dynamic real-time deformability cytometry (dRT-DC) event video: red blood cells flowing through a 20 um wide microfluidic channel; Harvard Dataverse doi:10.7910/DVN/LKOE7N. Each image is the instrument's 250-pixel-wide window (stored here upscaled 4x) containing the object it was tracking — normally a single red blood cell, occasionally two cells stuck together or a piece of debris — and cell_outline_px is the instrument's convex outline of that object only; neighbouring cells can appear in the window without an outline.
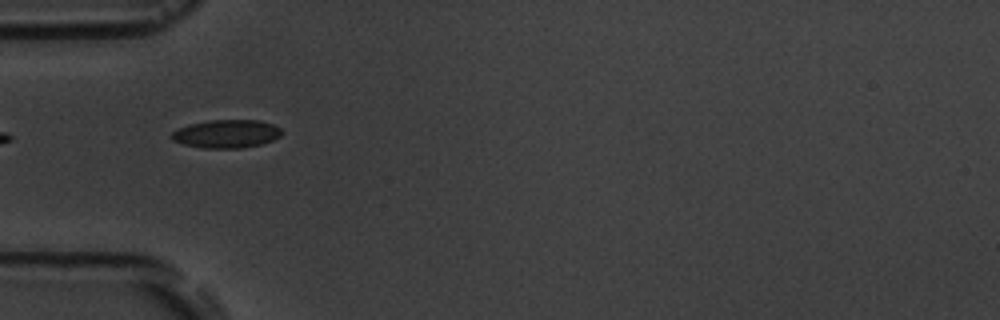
{"species": "common noctule bat (a hibernating species)", "species_latin": "Nyctalus noctula", "temperature_condition": "room temperature", "stored_images_in_passage": 4, "camera_frame_rate_fps": 3000, "um_per_image_px": 0.085, "animal": {"sex": "male", "body_mass_g": 19.5, "forearm_length_mm": 54.6}, "frame": {"image": 1, "passage_image": 3, "time_ms": 2.333, "image_size_px": [1000, 320], "cell_outline_px": [[284, 132], [280, 136], [272, 140], [260, 144], [240, 148], [204, 148], [184, 144], [172, 140], [168, 136], [172, 132], [188, 124], [208, 120], [260, 120], [272, 124], [280, 128]], "centroid_in_image_um": [19.24, 11.37], "position_along_channel_um": 65.8, "area_um2": 18.15}}
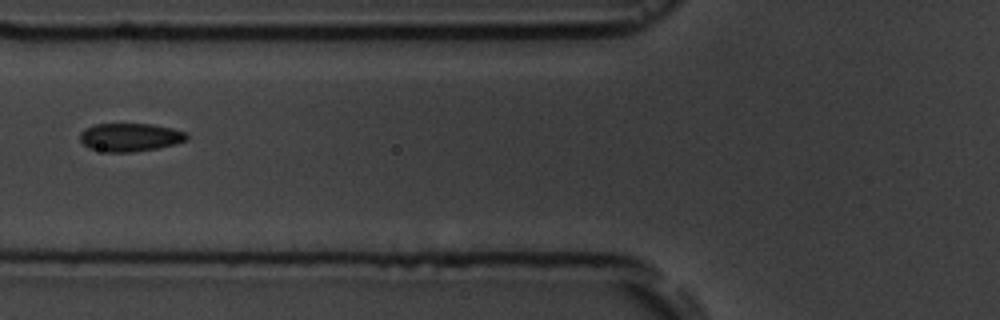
{"frame": {"image": 2, "passage_image": 4, "time_ms": 3.667, "image_size_px": [1000, 320], "cell_outline_px": [[188, 140], [176, 144], [156, 148], [132, 152], [108, 152], [88, 148], [80, 140], [80, 132], [84, 128], [96, 124], [152, 124], [172, 128], [188, 132]], "centroid_in_image_um": [11.08, 11.66], "position_along_channel_um": 114.7, "area_um2": 17.69}}